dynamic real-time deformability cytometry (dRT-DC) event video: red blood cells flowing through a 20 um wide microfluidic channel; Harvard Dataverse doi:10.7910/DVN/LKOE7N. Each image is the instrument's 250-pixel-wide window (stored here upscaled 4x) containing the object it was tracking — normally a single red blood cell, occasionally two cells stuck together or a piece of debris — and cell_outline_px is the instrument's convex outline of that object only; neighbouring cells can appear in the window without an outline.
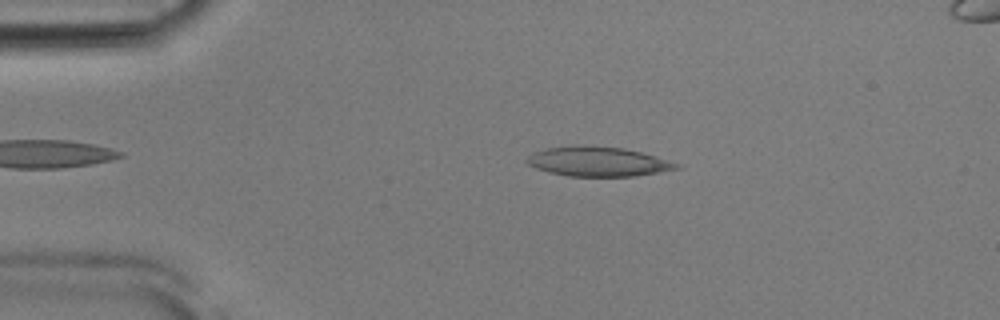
{"species": "Egyptian fruit bat (a non-hibernating species)", "species_latin": "Rousettus aegyptiacus", "temperature_condition": "room temperature", "stored_images_in_passage": 44, "camera_frame_rate_fps": 3000, "um_per_image_px": 0.085, "animal": {"sex": "male"}, "frame": {"image": 1, "passage_image": 9, "time_ms": 2.667, "image_size_px": [1000, 320], "cell_outline_px": [[684, 164], [680, 168], [632, 176], [568, 176], [548, 172], [536, 168], [528, 164], [524, 160], [532, 152], [548, 148], [624, 148], [640, 152]], "centroid_in_image_um": [50.86, 13.77], "position_along_channel_um": 34.1, "area_um2": 24.8}}
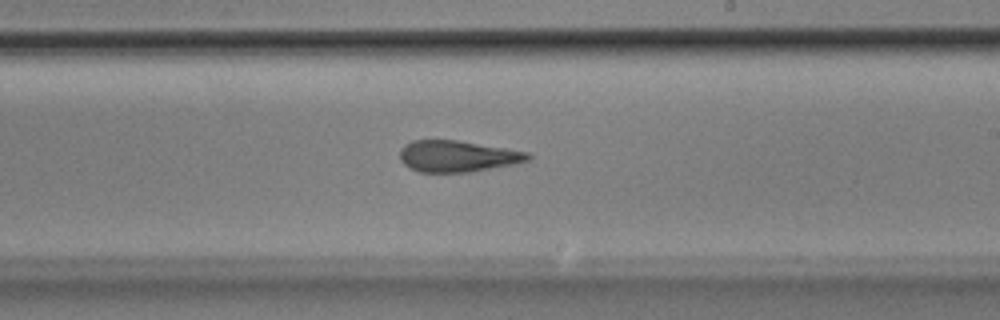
{"frame": {"image": 2, "passage_image": 29, "time_ms": 9.333, "image_size_px": [1000, 320], "cell_outline_px": [[532, 160], [512, 164], [468, 172], [420, 172], [408, 168], [400, 160], [400, 148], [404, 144], [412, 140], [456, 140], [532, 152]], "centroid_in_image_um": [38.89, 13.27], "position_along_channel_um": 250.1, "area_um2": 23.58}}
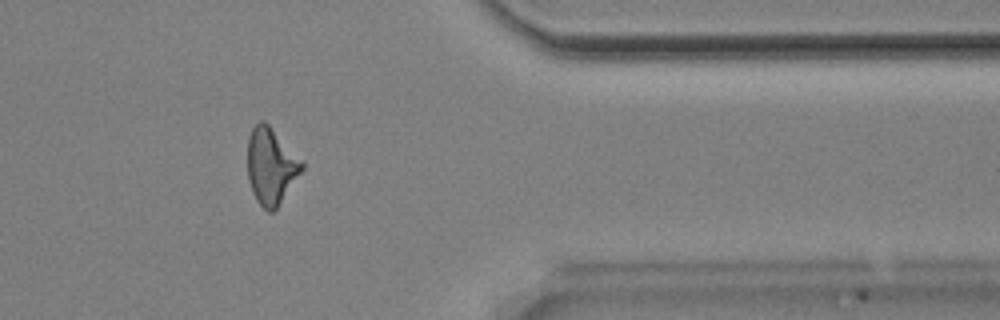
{"frame": {"image": 3, "passage_image": 41, "time_ms": 13.333, "image_size_px": [1000, 320], "cell_outline_px": [[304, 168], [276, 208], [272, 212], [268, 212], [256, 200], [252, 192], [248, 180], [248, 136], [252, 128], [260, 120], [264, 120], [304, 160]], "centroid_in_image_um": [23.04, 14.09], "position_along_channel_um": 388.4, "area_um2": 24.22}, "authors_computed_cell_mechanics": {"area_um2": 24.276, "velocity_mm_per_s": 3.8841, "shape_relaxation_time_tau1_ms": null, "shape_relaxation_time_tau2_ms": 3.1602, "deformation_change_tau1": null, "deformation_change_tau2": 0.1325}}